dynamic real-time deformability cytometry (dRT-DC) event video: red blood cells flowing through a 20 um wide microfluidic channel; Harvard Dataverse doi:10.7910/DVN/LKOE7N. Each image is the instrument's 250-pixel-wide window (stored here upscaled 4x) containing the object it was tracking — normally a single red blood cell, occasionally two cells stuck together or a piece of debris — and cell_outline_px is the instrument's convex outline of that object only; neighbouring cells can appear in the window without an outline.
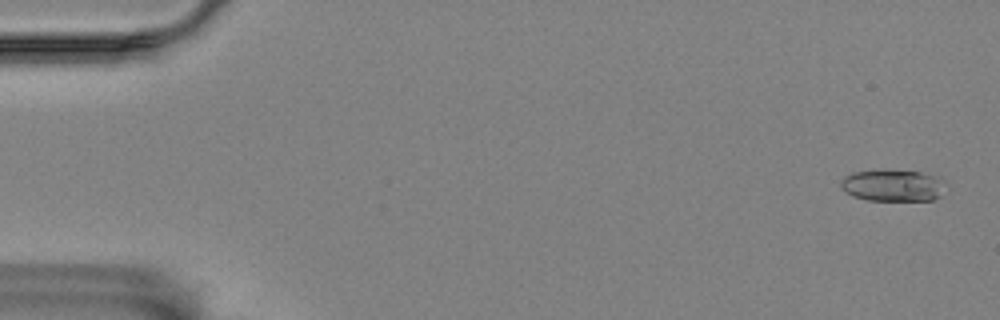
{"species": "Egyptian fruit bat (a non-hibernating species)", "species_latin": "Rousettus aegyptiacus", "temperature_condition": "room temperature", "stored_images_in_passage": 8, "camera_frame_rate_fps": 3000, "um_per_image_px": 0.085, "animal": {"sex": "female"}, "frame": {"image": 1, "passage_image": 1, "time_ms": 0.0, "image_size_px": [1000, 320], "cell_outline_px": [[944, 180], [940, 196], [932, 200], [868, 200], [856, 196], [840, 188], [840, 180], [844, 176], [852, 172], [884, 168], [920, 172]], "centroid_in_image_um": [75.83, 15.73], "position_along_channel_um": 9.2, "area_um2": 19.48}}
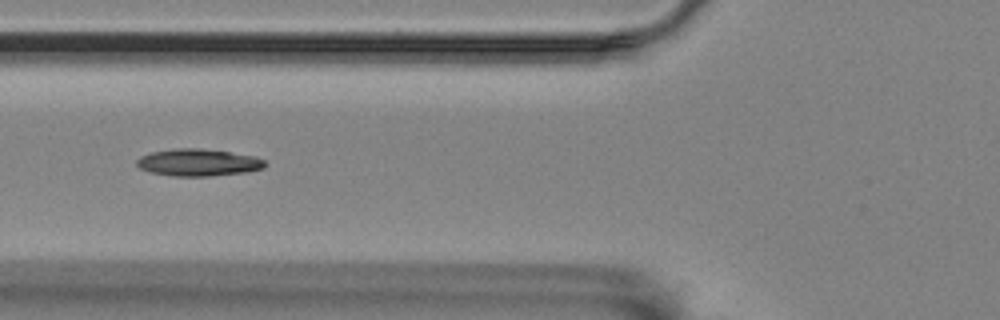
{"frame": {"image": 2, "passage_image": 7, "time_ms": 6.667, "image_size_px": [1000, 320], "cell_outline_px": [[264, 168], [244, 172], [208, 176], [172, 176], [152, 172], [140, 168], [136, 164], [136, 160], [140, 156], [152, 152], [176, 148], [200, 148], [256, 156], [264, 160]], "centroid_in_image_um": [16.83, 13.8], "position_along_channel_um": 109.0, "area_um2": 20.06}}
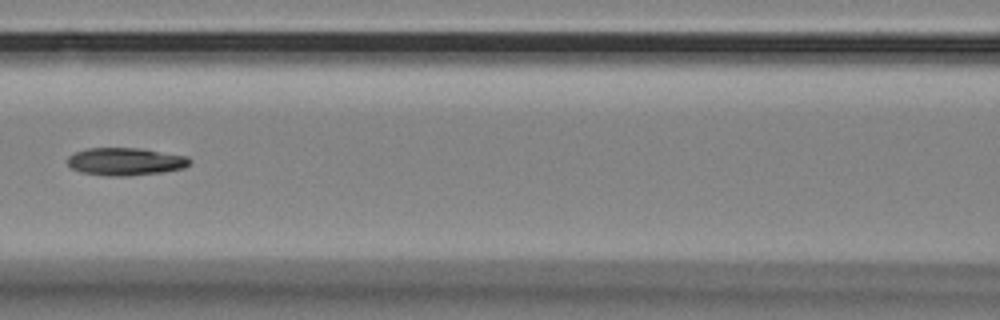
{"frame": {"image": 3, "passage_image": 8, "time_ms": 8.0, "image_size_px": [1000, 320], "cell_outline_px": [[192, 160], [184, 168], [160, 172], [128, 176], [108, 176], [80, 172], [72, 168], [68, 164], [68, 156], [76, 152], [88, 148], [140, 148], [188, 156]], "centroid_in_image_um": [10.67, 13.73], "position_along_channel_um": 155.9, "area_um2": 19.65}}